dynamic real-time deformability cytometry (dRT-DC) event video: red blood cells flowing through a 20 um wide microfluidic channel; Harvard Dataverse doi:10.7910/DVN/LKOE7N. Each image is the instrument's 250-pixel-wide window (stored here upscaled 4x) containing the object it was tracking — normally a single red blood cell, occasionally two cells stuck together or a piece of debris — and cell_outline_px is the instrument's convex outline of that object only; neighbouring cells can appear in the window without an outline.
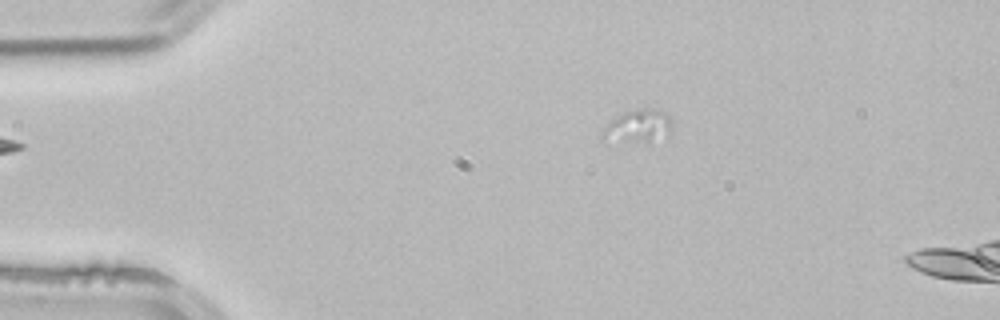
{"species": "common noctule bat (a hibernating species)", "species_latin": "Nyctalus noctula", "temperature_condition": "room temperature", "stored_images_in_passage": 6, "camera_frame_rate_fps": 3000, "um_per_image_px": 0.085, "animal": {"sex": "male", "body_mass_g": 21.5, "forearm_length_mm": 52.0}, "frame": {"image": 1, "passage_image": 1, "time_ms": 0.0, "image_size_px": [1000, 320], "cell_outline_px": [[672, 124], [668, 136], [648, 140], [600, 140], [604, 128], [612, 120], [624, 112], [644, 108], [664, 112], [672, 120]], "centroid_in_image_um": [54.25, 10.7], "position_along_channel_um": 30.8, "area_um2": 12.66}}